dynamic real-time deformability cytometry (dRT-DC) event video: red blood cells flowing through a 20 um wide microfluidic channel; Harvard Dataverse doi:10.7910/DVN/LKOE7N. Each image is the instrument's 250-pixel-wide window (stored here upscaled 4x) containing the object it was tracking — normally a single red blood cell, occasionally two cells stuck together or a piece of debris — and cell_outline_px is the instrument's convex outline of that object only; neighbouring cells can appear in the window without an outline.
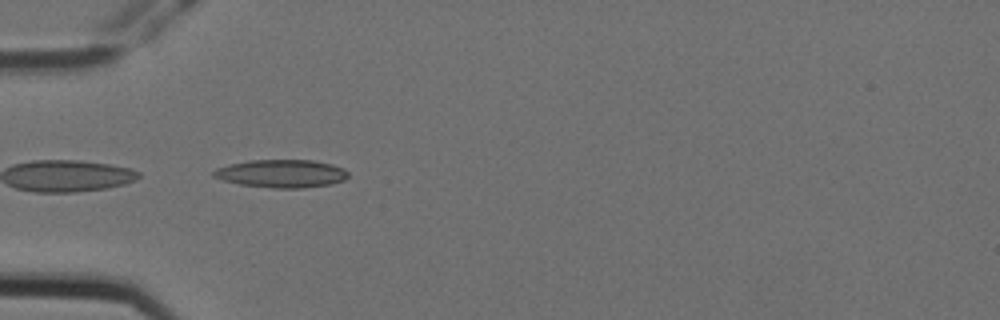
{"species": "Egyptian fruit bat (a non-hibernating species)", "species_latin": "Rousettus aegyptiacus", "temperature_condition": "cold", "stored_images_in_passage": 4, "camera_frame_rate_fps": 3000, "um_per_image_px": 0.085, "animal": {"sex": "female"}, "frame": {"image": 1, "passage_image": 3, "time_ms": 0.667, "image_size_px": [1000, 320], "cell_outline_px": [[348, 176], [344, 180], [332, 184], [304, 188], [272, 188], [240, 184], [224, 180], [212, 176], [212, 172], [216, 168], [248, 160], [312, 160], [332, 164], [344, 168], [348, 172]], "centroid_in_image_um": [23.96, 14.75], "position_along_channel_um": 61.0, "area_um2": 21.96}}